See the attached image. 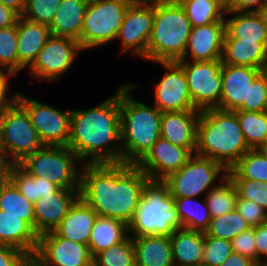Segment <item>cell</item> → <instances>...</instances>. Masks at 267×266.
Here are the masks:
<instances>
[{
    "instance_id": "obj_35",
    "label": "cell",
    "mask_w": 267,
    "mask_h": 266,
    "mask_svg": "<svg viewBox=\"0 0 267 266\" xmlns=\"http://www.w3.org/2000/svg\"><path fill=\"white\" fill-rule=\"evenodd\" d=\"M0 210L6 214L20 216L34 229V204L27 200L17 187L9 181L0 195Z\"/></svg>"
},
{
    "instance_id": "obj_58",
    "label": "cell",
    "mask_w": 267,
    "mask_h": 266,
    "mask_svg": "<svg viewBox=\"0 0 267 266\" xmlns=\"http://www.w3.org/2000/svg\"><path fill=\"white\" fill-rule=\"evenodd\" d=\"M28 266H42L34 257H30L26 263Z\"/></svg>"
},
{
    "instance_id": "obj_8",
    "label": "cell",
    "mask_w": 267,
    "mask_h": 266,
    "mask_svg": "<svg viewBox=\"0 0 267 266\" xmlns=\"http://www.w3.org/2000/svg\"><path fill=\"white\" fill-rule=\"evenodd\" d=\"M43 146L27 111L15 99L0 106V151L12 164Z\"/></svg>"
},
{
    "instance_id": "obj_42",
    "label": "cell",
    "mask_w": 267,
    "mask_h": 266,
    "mask_svg": "<svg viewBox=\"0 0 267 266\" xmlns=\"http://www.w3.org/2000/svg\"><path fill=\"white\" fill-rule=\"evenodd\" d=\"M232 252L231 241L207 236L204 233L202 266H220Z\"/></svg>"
},
{
    "instance_id": "obj_12",
    "label": "cell",
    "mask_w": 267,
    "mask_h": 266,
    "mask_svg": "<svg viewBox=\"0 0 267 266\" xmlns=\"http://www.w3.org/2000/svg\"><path fill=\"white\" fill-rule=\"evenodd\" d=\"M15 100L27 111L44 145L67 146L70 138L71 110H61L29 97L21 92Z\"/></svg>"
},
{
    "instance_id": "obj_46",
    "label": "cell",
    "mask_w": 267,
    "mask_h": 266,
    "mask_svg": "<svg viewBox=\"0 0 267 266\" xmlns=\"http://www.w3.org/2000/svg\"><path fill=\"white\" fill-rule=\"evenodd\" d=\"M232 251L250 258L257 264V249L254 237V227L240 233L232 241Z\"/></svg>"
},
{
    "instance_id": "obj_53",
    "label": "cell",
    "mask_w": 267,
    "mask_h": 266,
    "mask_svg": "<svg viewBox=\"0 0 267 266\" xmlns=\"http://www.w3.org/2000/svg\"><path fill=\"white\" fill-rule=\"evenodd\" d=\"M0 3L13 9L20 16L23 14L26 6V0H0Z\"/></svg>"
},
{
    "instance_id": "obj_57",
    "label": "cell",
    "mask_w": 267,
    "mask_h": 266,
    "mask_svg": "<svg viewBox=\"0 0 267 266\" xmlns=\"http://www.w3.org/2000/svg\"><path fill=\"white\" fill-rule=\"evenodd\" d=\"M264 19L265 25L267 26V3L259 11Z\"/></svg>"
},
{
    "instance_id": "obj_1",
    "label": "cell",
    "mask_w": 267,
    "mask_h": 266,
    "mask_svg": "<svg viewBox=\"0 0 267 266\" xmlns=\"http://www.w3.org/2000/svg\"><path fill=\"white\" fill-rule=\"evenodd\" d=\"M149 180L134 164H83L79 197L98 216L116 218L128 224Z\"/></svg>"
},
{
    "instance_id": "obj_9",
    "label": "cell",
    "mask_w": 267,
    "mask_h": 266,
    "mask_svg": "<svg viewBox=\"0 0 267 266\" xmlns=\"http://www.w3.org/2000/svg\"><path fill=\"white\" fill-rule=\"evenodd\" d=\"M133 1L89 2L79 38L82 49H91L116 40L125 12Z\"/></svg>"
},
{
    "instance_id": "obj_52",
    "label": "cell",
    "mask_w": 267,
    "mask_h": 266,
    "mask_svg": "<svg viewBox=\"0 0 267 266\" xmlns=\"http://www.w3.org/2000/svg\"><path fill=\"white\" fill-rule=\"evenodd\" d=\"M257 264L250 258L239 253L232 252L225 262L220 266H256Z\"/></svg>"
},
{
    "instance_id": "obj_23",
    "label": "cell",
    "mask_w": 267,
    "mask_h": 266,
    "mask_svg": "<svg viewBox=\"0 0 267 266\" xmlns=\"http://www.w3.org/2000/svg\"><path fill=\"white\" fill-rule=\"evenodd\" d=\"M97 216L96 211L79 197L53 231L59 237L88 245Z\"/></svg>"
},
{
    "instance_id": "obj_26",
    "label": "cell",
    "mask_w": 267,
    "mask_h": 266,
    "mask_svg": "<svg viewBox=\"0 0 267 266\" xmlns=\"http://www.w3.org/2000/svg\"><path fill=\"white\" fill-rule=\"evenodd\" d=\"M222 63L267 70V42L224 39Z\"/></svg>"
},
{
    "instance_id": "obj_62",
    "label": "cell",
    "mask_w": 267,
    "mask_h": 266,
    "mask_svg": "<svg viewBox=\"0 0 267 266\" xmlns=\"http://www.w3.org/2000/svg\"><path fill=\"white\" fill-rule=\"evenodd\" d=\"M89 2H95V1H100V0H88Z\"/></svg>"
},
{
    "instance_id": "obj_21",
    "label": "cell",
    "mask_w": 267,
    "mask_h": 266,
    "mask_svg": "<svg viewBox=\"0 0 267 266\" xmlns=\"http://www.w3.org/2000/svg\"><path fill=\"white\" fill-rule=\"evenodd\" d=\"M201 111L162 112L160 137L187 148L192 154L197 146V124Z\"/></svg>"
},
{
    "instance_id": "obj_36",
    "label": "cell",
    "mask_w": 267,
    "mask_h": 266,
    "mask_svg": "<svg viewBox=\"0 0 267 266\" xmlns=\"http://www.w3.org/2000/svg\"><path fill=\"white\" fill-rule=\"evenodd\" d=\"M240 127L250 149H257L267 140V111L235 110Z\"/></svg>"
},
{
    "instance_id": "obj_27",
    "label": "cell",
    "mask_w": 267,
    "mask_h": 266,
    "mask_svg": "<svg viewBox=\"0 0 267 266\" xmlns=\"http://www.w3.org/2000/svg\"><path fill=\"white\" fill-rule=\"evenodd\" d=\"M132 241L136 266H175L169 236L132 237Z\"/></svg>"
},
{
    "instance_id": "obj_50",
    "label": "cell",
    "mask_w": 267,
    "mask_h": 266,
    "mask_svg": "<svg viewBox=\"0 0 267 266\" xmlns=\"http://www.w3.org/2000/svg\"><path fill=\"white\" fill-rule=\"evenodd\" d=\"M11 77L13 78L4 68L0 67V106L10 103L15 99V95L10 98L7 96L9 93V79Z\"/></svg>"
},
{
    "instance_id": "obj_59",
    "label": "cell",
    "mask_w": 267,
    "mask_h": 266,
    "mask_svg": "<svg viewBox=\"0 0 267 266\" xmlns=\"http://www.w3.org/2000/svg\"><path fill=\"white\" fill-rule=\"evenodd\" d=\"M257 149L267 158V140Z\"/></svg>"
},
{
    "instance_id": "obj_39",
    "label": "cell",
    "mask_w": 267,
    "mask_h": 266,
    "mask_svg": "<svg viewBox=\"0 0 267 266\" xmlns=\"http://www.w3.org/2000/svg\"><path fill=\"white\" fill-rule=\"evenodd\" d=\"M134 244L129 235L124 241L93 257V266H134Z\"/></svg>"
},
{
    "instance_id": "obj_20",
    "label": "cell",
    "mask_w": 267,
    "mask_h": 266,
    "mask_svg": "<svg viewBox=\"0 0 267 266\" xmlns=\"http://www.w3.org/2000/svg\"><path fill=\"white\" fill-rule=\"evenodd\" d=\"M225 36V22L192 27L183 57L180 60H221Z\"/></svg>"
},
{
    "instance_id": "obj_10",
    "label": "cell",
    "mask_w": 267,
    "mask_h": 266,
    "mask_svg": "<svg viewBox=\"0 0 267 266\" xmlns=\"http://www.w3.org/2000/svg\"><path fill=\"white\" fill-rule=\"evenodd\" d=\"M227 172L219 162L193 154L183 167L170 174L163 182L168 186L172 197L198 198L200 194H207L217 187L218 176L223 181Z\"/></svg>"
},
{
    "instance_id": "obj_31",
    "label": "cell",
    "mask_w": 267,
    "mask_h": 266,
    "mask_svg": "<svg viewBox=\"0 0 267 266\" xmlns=\"http://www.w3.org/2000/svg\"><path fill=\"white\" fill-rule=\"evenodd\" d=\"M9 179L21 194L33 204L40 197L55 193L59 187L52 182L30 175L19 164H11Z\"/></svg>"
},
{
    "instance_id": "obj_24",
    "label": "cell",
    "mask_w": 267,
    "mask_h": 266,
    "mask_svg": "<svg viewBox=\"0 0 267 266\" xmlns=\"http://www.w3.org/2000/svg\"><path fill=\"white\" fill-rule=\"evenodd\" d=\"M226 15L224 39L267 42V26L260 12L227 10Z\"/></svg>"
},
{
    "instance_id": "obj_45",
    "label": "cell",
    "mask_w": 267,
    "mask_h": 266,
    "mask_svg": "<svg viewBox=\"0 0 267 266\" xmlns=\"http://www.w3.org/2000/svg\"><path fill=\"white\" fill-rule=\"evenodd\" d=\"M235 209L251 227L267 222V211L251 200L237 198Z\"/></svg>"
},
{
    "instance_id": "obj_3",
    "label": "cell",
    "mask_w": 267,
    "mask_h": 266,
    "mask_svg": "<svg viewBox=\"0 0 267 266\" xmlns=\"http://www.w3.org/2000/svg\"><path fill=\"white\" fill-rule=\"evenodd\" d=\"M249 150L235 111L201 110L195 154L219 162L229 170Z\"/></svg>"
},
{
    "instance_id": "obj_48",
    "label": "cell",
    "mask_w": 267,
    "mask_h": 266,
    "mask_svg": "<svg viewBox=\"0 0 267 266\" xmlns=\"http://www.w3.org/2000/svg\"><path fill=\"white\" fill-rule=\"evenodd\" d=\"M257 265L267 264V222L254 227Z\"/></svg>"
},
{
    "instance_id": "obj_60",
    "label": "cell",
    "mask_w": 267,
    "mask_h": 266,
    "mask_svg": "<svg viewBox=\"0 0 267 266\" xmlns=\"http://www.w3.org/2000/svg\"><path fill=\"white\" fill-rule=\"evenodd\" d=\"M10 181V179H0V195L4 186Z\"/></svg>"
},
{
    "instance_id": "obj_18",
    "label": "cell",
    "mask_w": 267,
    "mask_h": 266,
    "mask_svg": "<svg viewBox=\"0 0 267 266\" xmlns=\"http://www.w3.org/2000/svg\"><path fill=\"white\" fill-rule=\"evenodd\" d=\"M80 189H58L34 203V230L40 236L53 231L79 198Z\"/></svg>"
},
{
    "instance_id": "obj_13",
    "label": "cell",
    "mask_w": 267,
    "mask_h": 266,
    "mask_svg": "<svg viewBox=\"0 0 267 266\" xmlns=\"http://www.w3.org/2000/svg\"><path fill=\"white\" fill-rule=\"evenodd\" d=\"M82 50L77 40L51 35L28 71L39 80H59Z\"/></svg>"
},
{
    "instance_id": "obj_25",
    "label": "cell",
    "mask_w": 267,
    "mask_h": 266,
    "mask_svg": "<svg viewBox=\"0 0 267 266\" xmlns=\"http://www.w3.org/2000/svg\"><path fill=\"white\" fill-rule=\"evenodd\" d=\"M38 240L39 235L20 216L0 210V244L18 248L30 258L36 252Z\"/></svg>"
},
{
    "instance_id": "obj_17",
    "label": "cell",
    "mask_w": 267,
    "mask_h": 266,
    "mask_svg": "<svg viewBox=\"0 0 267 266\" xmlns=\"http://www.w3.org/2000/svg\"><path fill=\"white\" fill-rule=\"evenodd\" d=\"M193 154L168 140L159 138L148 153L136 164L152 181H163L183 167Z\"/></svg>"
},
{
    "instance_id": "obj_15",
    "label": "cell",
    "mask_w": 267,
    "mask_h": 266,
    "mask_svg": "<svg viewBox=\"0 0 267 266\" xmlns=\"http://www.w3.org/2000/svg\"><path fill=\"white\" fill-rule=\"evenodd\" d=\"M33 257L42 266H93L88 245L59 237L54 231L39 236Z\"/></svg>"
},
{
    "instance_id": "obj_11",
    "label": "cell",
    "mask_w": 267,
    "mask_h": 266,
    "mask_svg": "<svg viewBox=\"0 0 267 266\" xmlns=\"http://www.w3.org/2000/svg\"><path fill=\"white\" fill-rule=\"evenodd\" d=\"M188 80L193 105L198 110L219 108L222 91V60L176 61Z\"/></svg>"
},
{
    "instance_id": "obj_54",
    "label": "cell",
    "mask_w": 267,
    "mask_h": 266,
    "mask_svg": "<svg viewBox=\"0 0 267 266\" xmlns=\"http://www.w3.org/2000/svg\"><path fill=\"white\" fill-rule=\"evenodd\" d=\"M11 164L7 157L0 151V179H9Z\"/></svg>"
},
{
    "instance_id": "obj_47",
    "label": "cell",
    "mask_w": 267,
    "mask_h": 266,
    "mask_svg": "<svg viewBox=\"0 0 267 266\" xmlns=\"http://www.w3.org/2000/svg\"><path fill=\"white\" fill-rule=\"evenodd\" d=\"M28 258L18 248L0 244V266H25Z\"/></svg>"
},
{
    "instance_id": "obj_30",
    "label": "cell",
    "mask_w": 267,
    "mask_h": 266,
    "mask_svg": "<svg viewBox=\"0 0 267 266\" xmlns=\"http://www.w3.org/2000/svg\"><path fill=\"white\" fill-rule=\"evenodd\" d=\"M129 236L128 224L116 218L97 216L88 242L92 257L124 241Z\"/></svg>"
},
{
    "instance_id": "obj_40",
    "label": "cell",
    "mask_w": 267,
    "mask_h": 266,
    "mask_svg": "<svg viewBox=\"0 0 267 266\" xmlns=\"http://www.w3.org/2000/svg\"><path fill=\"white\" fill-rule=\"evenodd\" d=\"M0 67L13 77L18 74L17 23L0 28Z\"/></svg>"
},
{
    "instance_id": "obj_34",
    "label": "cell",
    "mask_w": 267,
    "mask_h": 266,
    "mask_svg": "<svg viewBox=\"0 0 267 266\" xmlns=\"http://www.w3.org/2000/svg\"><path fill=\"white\" fill-rule=\"evenodd\" d=\"M227 177L267 182V158L258 149H250L228 170Z\"/></svg>"
},
{
    "instance_id": "obj_5",
    "label": "cell",
    "mask_w": 267,
    "mask_h": 266,
    "mask_svg": "<svg viewBox=\"0 0 267 266\" xmlns=\"http://www.w3.org/2000/svg\"><path fill=\"white\" fill-rule=\"evenodd\" d=\"M191 30V22L179 2L154 4L147 59L153 62L180 60L184 55Z\"/></svg>"
},
{
    "instance_id": "obj_2",
    "label": "cell",
    "mask_w": 267,
    "mask_h": 266,
    "mask_svg": "<svg viewBox=\"0 0 267 266\" xmlns=\"http://www.w3.org/2000/svg\"><path fill=\"white\" fill-rule=\"evenodd\" d=\"M67 146L82 164L122 163L120 86L92 108L71 110Z\"/></svg>"
},
{
    "instance_id": "obj_51",
    "label": "cell",
    "mask_w": 267,
    "mask_h": 266,
    "mask_svg": "<svg viewBox=\"0 0 267 266\" xmlns=\"http://www.w3.org/2000/svg\"><path fill=\"white\" fill-rule=\"evenodd\" d=\"M19 17L16 11L0 3V28L16 25Z\"/></svg>"
},
{
    "instance_id": "obj_33",
    "label": "cell",
    "mask_w": 267,
    "mask_h": 266,
    "mask_svg": "<svg viewBox=\"0 0 267 266\" xmlns=\"http://www.w3.org/2000/svg\"><path fill=\"white\" fill-rule=\"evenodd\" d=\"M192 27L225 22V9L216 0H179Z\"/></svg>"
},
{
    "instance_id": "obj_29",
    "label": "cell",
    "mask_w": 267,
    "mask_h": 266,
    "mask_svg": "<svg viewBox=\"0 0 267 266\" xmlns=\"http://www.w3.org/2000/svg\"><path fill=\"white\" fill-rule=\"evenodd\" d=\"M88 3V0H61L56 14L48 26L51 35L79 41Z\"/></svg>"
},
{
    "instance_id": "obj_41",
    "label": "cell",
    "mask_w": 267,
    "mask_h": 266,
    "mask_svg": "<svg viewBox=\"0 0 267 266\" xmlns=\"http://www.w3.org/2000/svg\"><path fill=\"white\" fill-rule=\"evenodd\" d=\"M60 3L61 0H26L25 10L21 17L49 26Z\"/></svg>"
},
{
    "instance_id": "obj_32",
    "label": "cell",
    "mask_w": 267,
    "mask_h": 266,
    "mask_svg": "<svg viewBox=\"0 0 267 266\" xmlns=\"http://www.w3.org/2000/svg\"><path fill=\"white\" fill-rule=\"evenodd\" d=\"M174 202L182 228L201 232L208 229L212 217L205 198L200 202L192 197H174Z\"/></svg>"
},
{
    "instance_id": "obj_56",
    "label": "cell",
    "mask_w": 267,
    "mask_h": 266,
    "mask_svg": "<svg viewBox=\"0 0 267 266\" xmlns=\"http://www.w3.org/2000/svg\"><path fill=\"white\" fill-rule=\"evenodd\" d=\"M144 3L156 4V3H169V2H178L179 0H138Z\"/></svg>"
},
{
    "instance_id": "obj_38",
    "label": "cell",
    "mask_w": 267,
    "mask_h": 266,
    "mask_svg": "<svg viewBox=\"0 0 267 266\" xmlns=\"http://www.w3.org/2000/svg\"><path fill=\"white\" fill-rule=\"evenodd\" d=\"M251 226L235 209L219 217L211 218L208 229L204 232L207 236L232 241L240 233Z\"/></svg>"
},
{
    "instance_id": "obj_16",
    "label": "cell",
    "mask_w": 267,
    "mask_h": 266,
    "mask_svg": "<svg viewBox=\"0 0 267 266\" xmlns=\"http://www.w3.org/2000/svg\"><path fill=\"white\" fill-rule=\"evenodd\" d=\"M155 63L166 72L154 88V106L161 112L201 111L193 105L183 68L176 61Z\"/></svg>"
},
{
    "instance_id": "obj_4",
    "label": "cell",
    "mask_w": 267,
    "mask_h": 266,
    "mask_svg": "<svg viewBox=\"0 0 267 266\" xmlns=\"http://www.w3.org/2000/svg\"><path fill=\"white\" fill-rule=\"evenodd\" d=\"M134 83L120 86L122 162L136 165L160 138L162 112L131 96Z\"/></svg>"
},
{
    "instance_id": "obj_28",
    "label": "cell",
    "mask_w": 267,
    "mask_h": 266,
    "mask_svg": "<svg viewBox=\"0 0 267 266\" xmlns=\"http://www.w3.org/2000/svg\"><path fill=\"white\" fill-rule=\"evenodd\" d=\"M175 266H202L204 232L179 229L170 236Z\"/></svg>"
},
{
    "instance_id": "obj_22",
    "label": "cell",
    "mask_w": 267,
    "mask_h": 266,
    "mask_svg": "<svg viewBox=\"0 0 267 266\" xmlns=\"http://www.w3.org/2000/svg\"><path fill=\"white\" fill-rule=\"evenodd\" d=\"M51 36L47 25L19 17L17 21L18 74L30 68Z\"/></svg>"
},
{
    "instance_id": "obj_7",
    "label": "cell",
    "mask_w": 267,
    "mask_h": 266,
    "mask_svg": "<svg viewBox=\"0 0 267 266\" xmlns=\"http://www.w3.org/2000/svg\"><path fill=\"white\" fill-rule=\"evenodd\" d=\"M19 165L30 175L44 178L60 189H80L83 164L68 146L44 145Z\"/></svg>"
},
{
    "instance_id": "obj_37",
    "label": "cell",
    "mask_w": 267,
    "mask_h": 266,
    "mask_svg": "<svg viewBox=\"0 0 267 266\" xmlns=\"http://www.w3.org/2000/svg\"><path fill=\"white\" fill-rule=\"evenodd\" d=\"M205 201L212 218L235 210L237 192L231 180L226 177L221 183L205 194Z\"/></svg>"
},
{
    "instance_id": "obj_43",
    "label": "cell",
    "mask_w": 267,
    "mask_h": 266,
    "mask_svg": "<svg viewBox=\"0 0 267 266\" xmlns=\"http://www.w3.org/2000/svg\"><path fill=\"white\" fill-rule=\"evenodd\" d=\"M238 110L248 112L267 111V70L262 71L249 86L248 104Z\"/></svg>"
},
{
    "instance_id": "obj_19",
    "label": "cell",
    "mask_w": 267,
    "mask_h": 266,
    "mask_svg": "<svg viewBox=\"0 0 267 266\" xmlns=\"http://www.w3.org/2000/svg\"><path fill=\"white\" fill-rule=\"evenodd\" d=\"M263 70L250 66L229 65L222 63V91L220 109L238 110L248 104L249 86Z\"/></svg>"
},
{
    "instance_id": "obj_44",
    "label": "cell",
    "mask_w": 267,
    "mask_h": 266,
    "mask_svg": "<svg viewBox=\"0 0 267 266\" xmlns=\"http://www.w3.org/2000/svg\"><path fill=\"white\" fill-rule=\"evenodd\" d=\"M235 186L237 198L255 202L267 211V182L249 179H230Z\"/></svg>"
},
{
    "instance_id": "obj_55",
    "label": "cell",
    "mask_w": 267,
    "mask_h": 266,
    "mask_svg": "<svg viewBox=\"0 0 267 266\" xmlns=\"http://www.w3.org/2000/svg\"><path fill=\"white\" fill-rule=\"evenodd\" d=\"M216 1L225 9V11H227L233 6L235 0H216Z\"/></svg>"
},
{
    "instance_id": "obj_49",
    "label": "cell",
    "mask_w": 267,
    "mask_h": 266,
    "mask_svg": "<svg viewBox=\"0 0 267 266\" xmlns=\"http://www.w3.org/2000/svg\"><path fill=\"white\" fill-rule=\"evenodd\" d=\"M266 3L267 0H235L229 10L259 12Z\"/></svg>"
},
{
    "instance_id": "obj_61",
    "label": "cell",
    "mask_w": 267,
    "mask_h": 266,
    "mask_svg": "<svg viewBox=\"0 0 267 266\" xmlns=\"http://www.w3.org/2000/svg\"><path fill=\"white\" fill-rule=\"evenodd\" d=\"M256 266H267V264H258Z\"/></svg>"
},
{
    "instance_id": "obj_14",
    "label": "cell",
    "mask_w": 267,
    "mask_h": 266,
    "mask_svg": "<svg viewBox=\"0 0 267 266\" xmlns=\"http://www.w3.org/2000/svg\"><path fill=\"white\" fill-rule=\"evenodd\" d=\"M154 20V4L134 0L127 8L116 39L122 52L132 50L136 57L147 59V45Z\"/></svg>"
},
{
    "instance_id": "obj_6",
    "label": "cell",
    "mask_w": 267,
    "mask_h": 266,
    "mask_svg": "<svg viewBox=\"0 0 267 266\" xmlns=\"http://www.w3.org/2000/svg\"><path fill=\"white\" fill-rule=\"evenodd\" d=\"M182 229L174 197L163 181L149 180L132 220L128 223L131 237L165 235Z\"/></svg>"
}]
</instances>
